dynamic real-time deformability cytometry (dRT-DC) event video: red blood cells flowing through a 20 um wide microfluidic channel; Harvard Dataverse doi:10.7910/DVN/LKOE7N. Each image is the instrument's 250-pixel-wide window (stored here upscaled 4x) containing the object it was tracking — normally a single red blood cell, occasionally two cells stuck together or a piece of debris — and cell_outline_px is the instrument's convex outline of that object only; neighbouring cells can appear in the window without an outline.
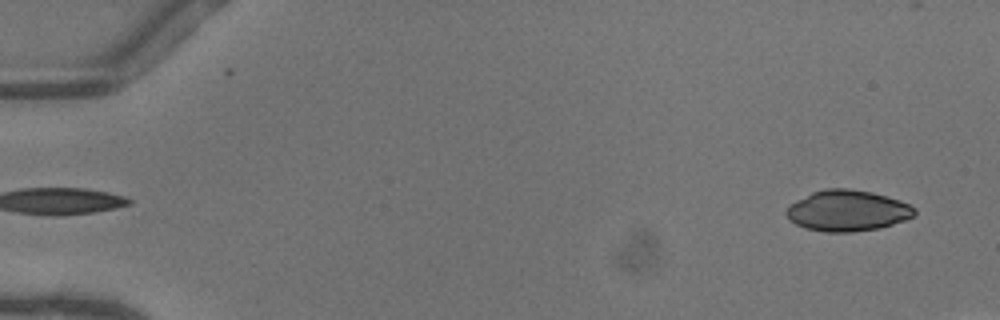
{"species": "common noctule bat (a hibernating species)", "species_latin": "Nyctalus noctula", "temperature_condition": "warm", "stored_images_in_passage": 15, "camera_frame_rate_fps": 3000, "um_per_image_px": 0.085, "animal": {"sex": "female"}, "frame": {"image": 1, "passage_image": 3, "time_ms": 0.667, "image_size_px": [1000, 320], "cell_outline_px": [[916, 212], [912, 216], [904, 220], [880, 228], [848, 232], [824, 232], [804, 228], [788, 220], [784, 212], [788, 204], [812, 192], [824, 188], [848, 188], [872, 192], [900, 200], [916, 208]], "centroid_in_image_um": [71.97, 17.9], "position_along_channel_um": 13.0, "area_um2": 30.81}}